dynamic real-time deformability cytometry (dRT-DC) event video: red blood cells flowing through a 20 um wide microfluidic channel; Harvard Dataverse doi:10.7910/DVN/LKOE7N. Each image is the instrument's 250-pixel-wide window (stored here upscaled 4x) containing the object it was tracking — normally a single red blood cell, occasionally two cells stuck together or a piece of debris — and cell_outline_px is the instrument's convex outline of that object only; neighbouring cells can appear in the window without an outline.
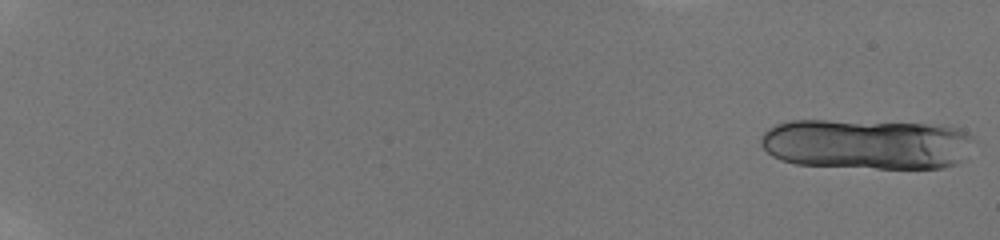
{"species": "human", "species_latin": "Homo sapiens", "temperature_condition": "room temperature", "stored_images_in_passage": 37, "segment_of_instrument_passage": [1, 2], "camera_frame_rate_fps": 3000, "um_per_image_px": 0.085, "donor": {"sex": "male"}, "frame": {"image": 1, "passage_image": 1, "time_ms": 0.0, "image_size_px": [1000, 240], "cell_outline_px": [[968, 136], [960, 160], [956, 164], [944, 168], [876, 168], [796, 164], [780, 160], [772, 156], [760, 144], [760, 136], [768, 128], [776, 124], [792, 120], [824, 120], [944, 124], [956, 128], [964, 132]], "centroid_in_image_um": [73.53, 12.23], "position_along_channel_um": 11.5, "area_um2": 62.14}}